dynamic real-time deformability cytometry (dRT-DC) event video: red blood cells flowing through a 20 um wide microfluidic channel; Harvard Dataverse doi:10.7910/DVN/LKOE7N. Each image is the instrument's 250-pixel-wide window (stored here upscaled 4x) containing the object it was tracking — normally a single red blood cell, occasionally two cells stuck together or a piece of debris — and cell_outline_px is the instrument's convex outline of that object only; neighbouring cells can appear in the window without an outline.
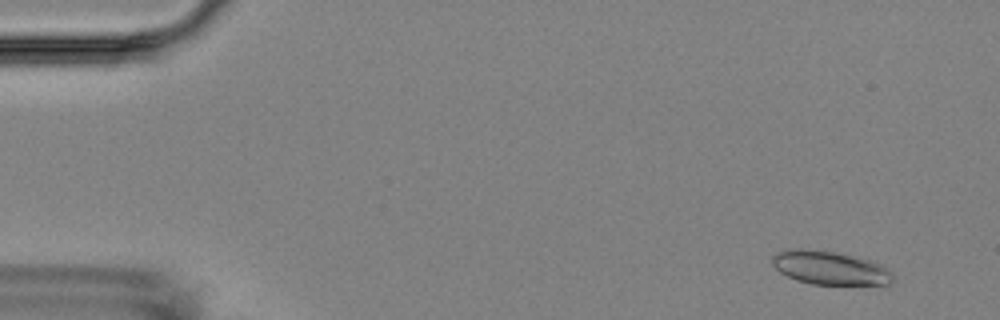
{"species": "Egyptian fruit bat (a non-hibernating species)", "species_latin": "Rousettus aegyptiacus", "temperature_condition": "room temperature", "stored_images_in_passage": 6, "camera_frame_rate_fps": 3000, "um_per_image_px": 0.085, "animal": {"sex": "female"}, "frame": {"image": 1, "passage_image": 1, "time_ms": 0.0, "image_size_px": [1000, 320], "cell_outline_px": [[892, 284], [812, 284], [796, 280], [780, 272], [772, 264], [772, 256], [776, 252], [796, 248], [800, 248], [836, 252], [856, 256], [880, 264], [888, 268], [892, 272]], "centroid_in_image_um": [70.53, 22.76], "position_along_channel_um": 14.5, "area_um2": 23.52}}
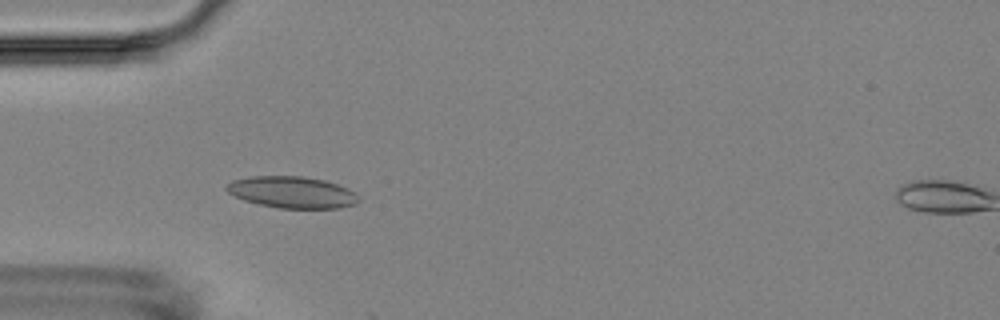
{"frame": {"image": 2, "passage_image": 5, "time_ms": 4.333, "image_size_px": [1000, 320], "cell_outline_px": [[360, 200], [356, 204], [340, 208], [280, 208], [260, 204], [244, 200], [228, 192], [224, 188], [232, 180], [252, 176], [300, 176], [324, 180], [348, 188], [356, 192]], "centroid_in_image_um": [24.86, 16.34], "position_along_channel_um": 60.1, "area_um2": 24.28}}